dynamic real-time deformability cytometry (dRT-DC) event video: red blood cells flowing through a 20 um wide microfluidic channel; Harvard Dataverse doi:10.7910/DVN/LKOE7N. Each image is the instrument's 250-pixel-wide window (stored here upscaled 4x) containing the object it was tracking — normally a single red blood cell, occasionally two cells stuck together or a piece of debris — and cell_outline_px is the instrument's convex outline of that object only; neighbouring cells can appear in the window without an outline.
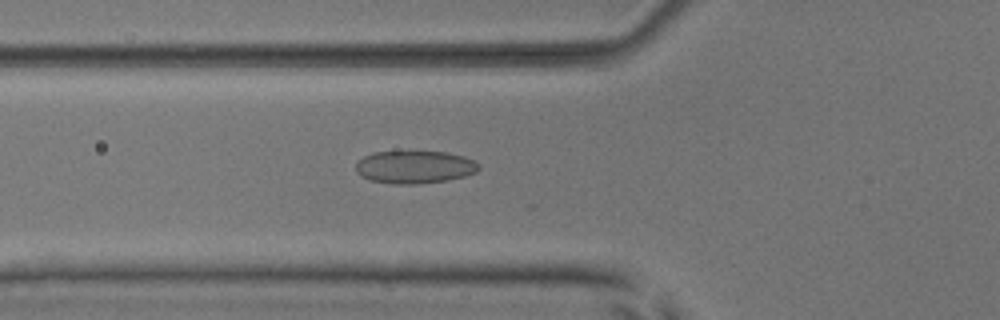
{"species": "common noctule bat (a hibernating species)", "species_latin": "Nyctalus noctula", "temperature_condition": "room temperature", "stored_images_in_passage": 54, "camera_frame_rate_fps": 3000, "um_per_image_px": 0.085, "animal": {"sex": "male", "body_mass_g": 17.9, "forearm_length_mm": 54.2}, "frame": {"image": 1, "passage_image": 20, "time_ms": 6.333, "image_size_px": [1000, 320], "cell_outline_px": [[480, 168], [476, 172], [464, 176], [448, 180], [416, 184], [396, 184], [368, 180], [360, 176], [356, 172], [356, 164], [364, 156], [376, 152], [444, 152], [464, 156], [480, 164]], "centroid_in_image_um": [35.24, 14.21], "position_along_channel_um": 90.6, "area_um2": 23.35}}
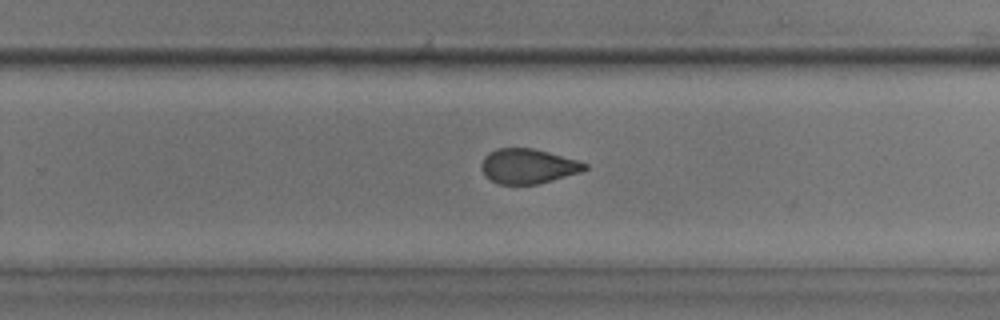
{"frame": {"image": 2, "passage_image": 35, "time_ms": 11.333, "image_size_px": [1000, 320], "cell_outline_px": [[588, 168], [580, 172], [540, 184], [500, 184], [492, 180], [480, 168], [480, 164], [484, 156], [488, 152], [496, 148], [532, 148], [548, 152], [576, 160], [588, 164]], "centroid_in_image_um": [44.87, 14.12], "position_along_channel_um": 284.9, "area_um2": 20.87}}
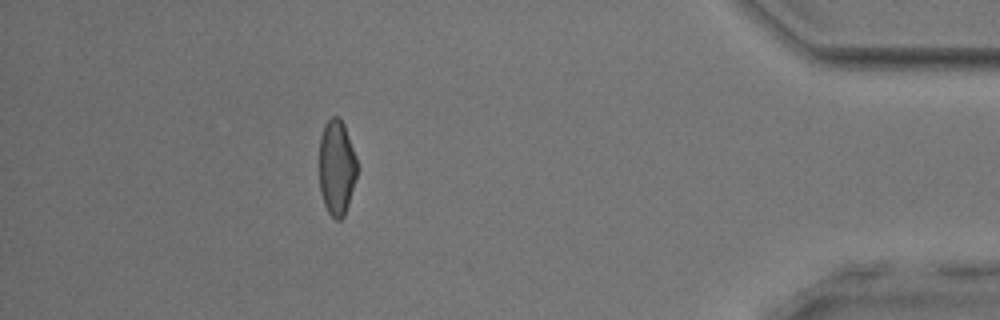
{"frame": {"image": 3, "passage_image": 48, "time_ms": 15.667, "image_size_px": [1000, 320], "cell_outline_px": [[356, 176], [348, 204], [344, 216], [340, 220], [336, 220], [328, 212], [324, 204], [320, 192], [320, 136], [324, 124], [332, 116], [340, 116], [344, 124], [356, 160]], "centroid_in_image_um": [28.59, 14.23], "position_along_channel_um": 406.6, "area_um2": 20.75}, "authors_computed_cell_mechanics": {"area_um2": 22.2241, "velocity_mm_per_s": 3.8928, "shape_relaxation_time_tau1_ms": null, "shape_relaxation_time_tau2_ms": 1.3351, "deformation_change_tau1": null, "deformation_change_tau2": 0.0664}}